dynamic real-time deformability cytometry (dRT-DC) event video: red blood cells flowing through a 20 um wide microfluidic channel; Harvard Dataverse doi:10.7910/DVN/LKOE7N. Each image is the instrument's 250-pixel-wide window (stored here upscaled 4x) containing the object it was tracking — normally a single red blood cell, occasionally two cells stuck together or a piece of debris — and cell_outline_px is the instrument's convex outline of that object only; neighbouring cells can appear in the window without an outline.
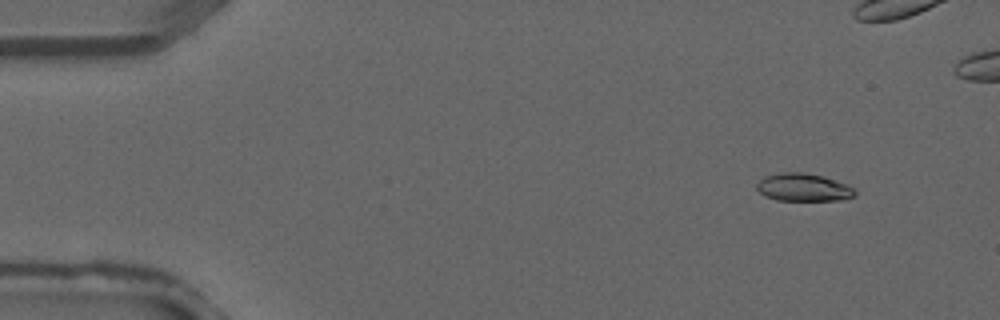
{"species": "common noctule bat (a hibernating species)", "species_latin": "Nyctalus noctula", "temperature_condition": "warm", "stored_images_in_passage": 4, "camera_frame_rate_fps": 3000, "um_per_image_px": 0.085, "animal": {"sex": "male", "forearm_length_mm": 52.5}, "frame": {"image": 1, "passage_image": 1, "time_ms": 0.0, "image_size_px": [1000, 320], "cell_outline_px": [[856, 196], [840, 200], [776, 200], [764, 196], [756, 188], [756, 184], [764, 176], [780, 172], [804, 172], [824, 176], [848, 184], [856, 192]], "centroid_in_image_um": [68.28, 15.92], "position_along_channel_um": 16.7, "area_um2": 16.07}}